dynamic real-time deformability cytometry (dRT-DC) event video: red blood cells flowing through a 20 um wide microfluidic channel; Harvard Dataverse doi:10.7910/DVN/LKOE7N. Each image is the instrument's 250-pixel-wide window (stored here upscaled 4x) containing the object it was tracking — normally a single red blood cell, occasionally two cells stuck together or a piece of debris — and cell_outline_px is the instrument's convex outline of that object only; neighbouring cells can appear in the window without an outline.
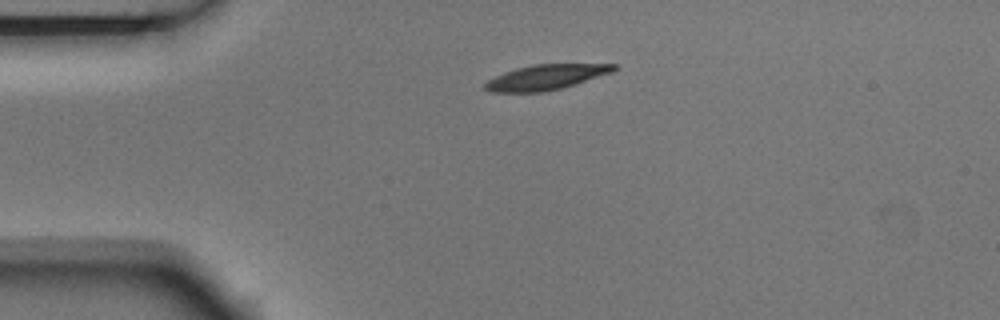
{"species": "Egyptian fruit bat (a non-hibernating species)", "species_latin": "Rousettus aegyptiacus", "temperature_condition": "room temperature", "stored_images_in_passage": 3, "camera_frame_rate_fps": 3000, "um_per_image_px": 0.085, "animal": {"sex": "male"}, "frame": {"image": 1, "passage_image": 1, "time_ms": 0.0, "image_size_px": [1000, 320], "cell_outline_px": [[616, 68], [612, 72], [576, 84], [544, 92], [488, 92], [484, 88], [484, 84], [488, 80], [504, 72], [516, 68], [532, 64], [616, 64]], "centroid_in_image_um": [46.37, 6.56], "position_along_channel_um": 38.6, "area_um2": 18.79}}
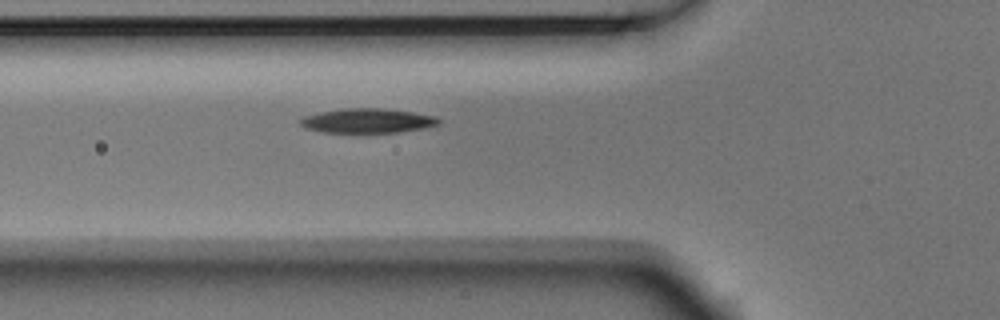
{"frame": {"image": 2, "passage_image": 3, "time_ms": 0.667, "image_size_px": [1000, 320], "cell_outline_px": [[440, 124], [424, 128], [400, 132], [324, 132], [304, 128], [300, 124], [300, 120], [304, 116], [320, 112], [340, 108], [384, 108], [412, 112], [436, 116], [440, 120]], "centroid_in_image_um": [31.24, 10.25], "position_along_channel_um": 94.6, "area_um2": 19.77}}